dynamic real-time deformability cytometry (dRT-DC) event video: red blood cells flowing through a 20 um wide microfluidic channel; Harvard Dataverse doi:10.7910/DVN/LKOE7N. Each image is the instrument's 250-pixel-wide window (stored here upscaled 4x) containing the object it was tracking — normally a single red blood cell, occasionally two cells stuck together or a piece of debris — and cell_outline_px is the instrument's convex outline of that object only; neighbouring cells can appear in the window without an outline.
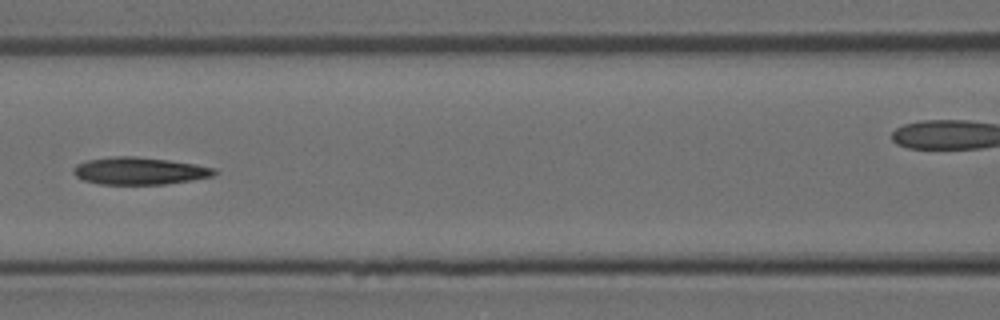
{"species": "Egyptian fruit bat (a non-hibernating species)", "species_latin": "Rousettus aegyptiacus", "temperature_condition": "room temperature", "stored_images_in_passage": 5, "segment_of_instrument_passage": [1, 2], "camera_frame_rate_fps": 3000, "um_per_image_px": 0.085, "animal": {"sex": "female"}, "frame": {"image": 1, "passage_image": 4, "time_ms": 1.0, "image_size_px": [1000, 320], "cell_outline_px": [[220, 172], [212, 176], [192, 180], [164, 184], [100, 184], [84, 180], [76, 176], [72, 172], [72, 168], [76, 164], [88, 160], [112, 156], [136, 156], [168, 160], [196, 164], [216, 168]], "centroid_in_image_um": [11.87, 14.52], "position_along_channel_um": 154.7, "area_um2": 22.54}}